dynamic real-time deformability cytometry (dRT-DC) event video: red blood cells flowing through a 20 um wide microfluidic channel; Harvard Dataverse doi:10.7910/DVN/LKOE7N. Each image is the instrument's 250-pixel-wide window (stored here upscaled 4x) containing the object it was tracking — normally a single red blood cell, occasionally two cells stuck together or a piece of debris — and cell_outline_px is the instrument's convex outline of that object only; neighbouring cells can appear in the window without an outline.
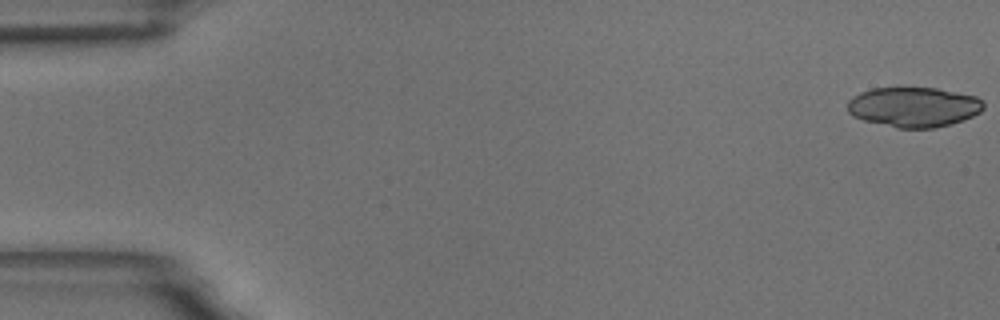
{"species": "common noctule bat (a hibernating species)", "species_latin": "Nyctalus noctula", "temperature_condition": "room temperature", "stored_images_in_passage": 58, "segment_of_instrument_passage": [1, 2], "camera_frame_rate_fps": 3000, "um_per_image_px": 0.085, "animal": {"sex": "male", "body_mass_g": 18.8}, "frame": {"image": 1, "passage_image": 1, "time_ms": 0.0, "image_size_px": [1000, 320], "cell_outline_px": [[984, 108], [980, 112], [964, 120], [952, 124], [932, 128], [896, 128], [864, 120], [852, 116], [848, 112], [848, 100], [852, 96], [860, 92], [872, 88], [936, 88], [976, 96], [984, 104]], "centroid_in_image_um": [77.65, 9.1], "position_along_channel_um": 7.3, "area_um2": 31.73}}